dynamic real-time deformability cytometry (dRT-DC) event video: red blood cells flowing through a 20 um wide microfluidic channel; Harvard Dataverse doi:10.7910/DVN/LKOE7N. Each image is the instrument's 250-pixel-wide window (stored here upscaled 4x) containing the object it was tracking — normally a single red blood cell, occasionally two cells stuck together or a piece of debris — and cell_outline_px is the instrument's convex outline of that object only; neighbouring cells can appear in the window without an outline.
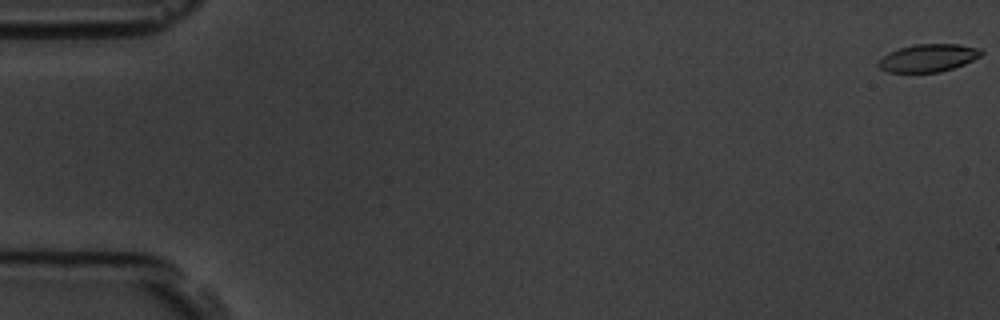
{"species": "common noctule bat (a hibernating species)", "species_latin": "Nyctalus noctula", "temperature_condition": "room temperature", "stored_images_in_passage": 8, "camera_frame_rate_fps": 3000, "um_per_image_px": 0.085, "animal": {"sex": "male", "body_mass_g": 19.5, "forearm_length_mm": 54.6}, "frame": {"image": 1, "passage_image": 1, "time_ms": 0.0, "image_size_px": [1000, 320], "cell_outline_px": [[984, 52], [980, 56], [964, 64], [940, 72], [888, 72], [880, 68], [876, 64], [888, 52], [900, 48], [916, 44], [956, 44], [980, 48]], "centroid_in_image_um": [78.9, 4.92], "position_along_channel_um": 6.1, "area_um2": 16.47}}
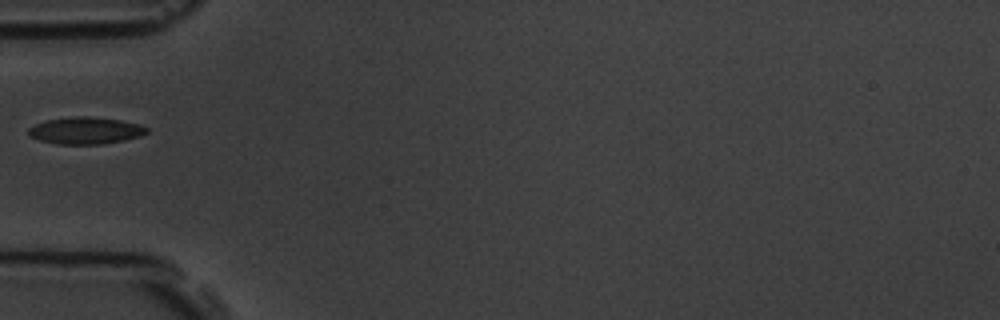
{"frame": {"image": 2, "passage_image": 6, "time_ms": 6.0, "image_size_px": [1000, 320], "cell_outline_px": [[148, 132], [140, 136], [124, 140], [100, 144], [56, 144], [40, 140], [28, 136], [28, 128], [36, 124], [48, 120], [72, 116], [88, 116], [120, 120], [140, 124], [148, 128]], "centroid_in_image_um": [7.26, 11.1], "position_along_channel_um": 77.7, "area_um2": 18.55}}
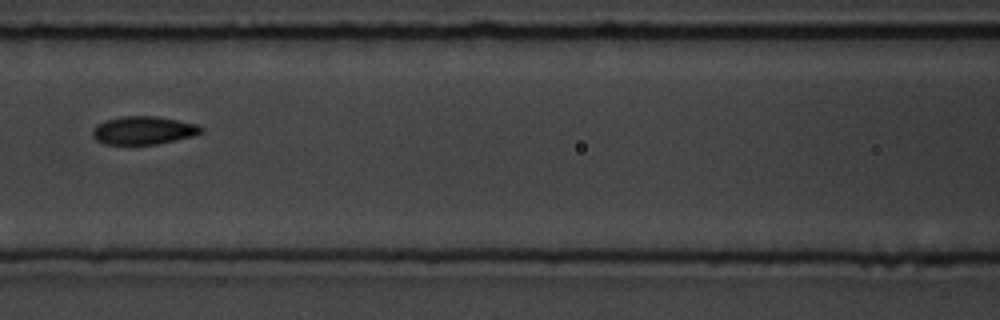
{"frame": {"image": 3, "passage_image": 8, "time_ms": 8.0, "image_size_px": [1000, 320], "cell_outline_px": [[204, 132], [196, 136], [156, 144], [104, 144], [96, 140], [92, 136], [92, 128], [96, 124], [120, 116], [156, 116], [200, 124], [204, 128]], "centroid_in_image_um": [12.24, 11.08], "position_along_channel_um": 154.4, "area_um2": 18.09}}